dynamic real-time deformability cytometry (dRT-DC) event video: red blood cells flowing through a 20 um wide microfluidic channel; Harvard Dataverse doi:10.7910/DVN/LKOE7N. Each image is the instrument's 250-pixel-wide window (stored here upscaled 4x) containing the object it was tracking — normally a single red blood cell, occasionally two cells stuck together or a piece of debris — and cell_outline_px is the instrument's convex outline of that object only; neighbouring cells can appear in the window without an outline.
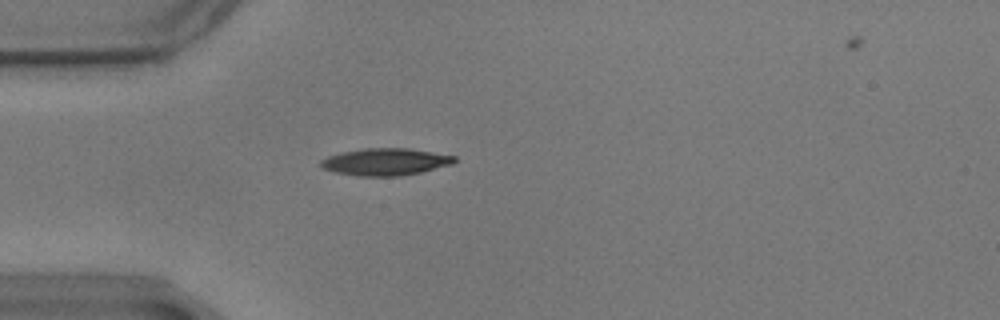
{"species": "common noctule bat (a hibernating species)", "species_latin": "Nyctalus noctula", "temperature_condition": "warm", "stored_images_in_passage": 43, "camera_frame_rate_fps": 3000, "um_per_image_px": 0.085, "animal": {"sex": "male", "body_mass_g": 17.9}, "frame": {"image": 1, "passage_image": 1, "time_ms": 0.0, "image_size_px": [1000, 320], "cell_outline_px": [[456, 160], [452, 164], [420, 172], [400, 176], [356, 176], [336, 172], [320, 168], [320, 160], [328, 156], [340, 152], [364, 148], [408, 148], [456, 156]], "centroid_in_image_um": [32.72, 13.75], "position_along_channel_um": 52.3, "area_um2": 21.15}}
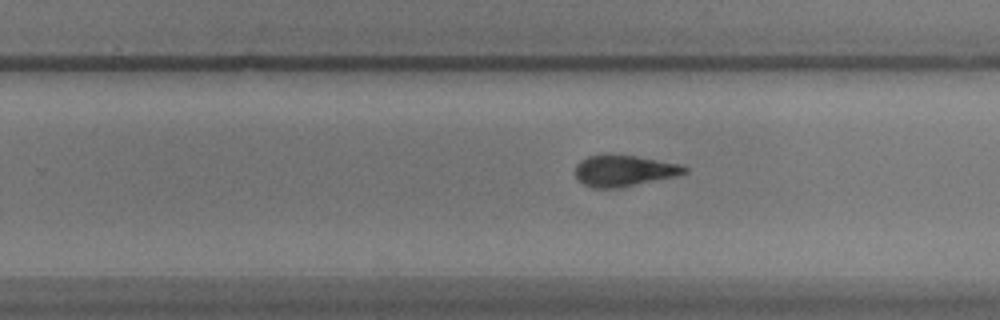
{"frame": {"image": 2, "passage_image": 21, "time_ms": 6.667, "image_size_px": [1000, 320], "cell_outline_px": [[688, 172], [676, 176], [616, 188], [592, 188], [584, 184], [576, 176], [576, 164], [580, 160], [588, 156], [600, 152], [608, 152], [636, 156], [680, 164], [688, 168]], "centroid_in_image_um": [53.0, 14.47], "position_along_channel_um": 276.8, "area_um2": 20.17}}
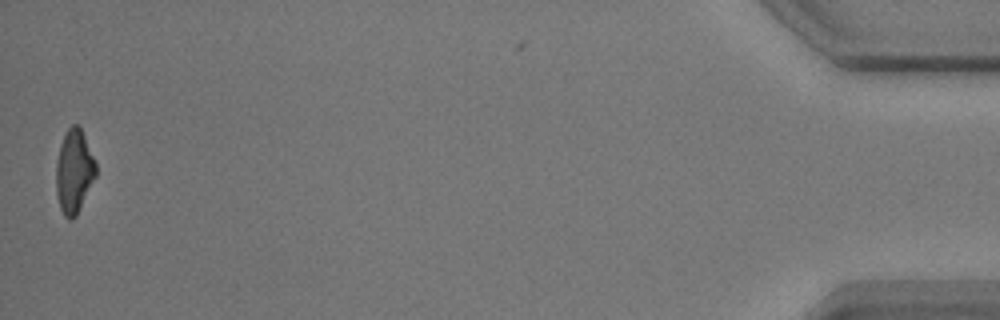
{"frame": {"image": 3, "passage_image": 42, "time_ms": 13.667, "image_size_px": [1000, 320], "cell_outline_px": [[96, 176], [76, 216], [72, 220], [68, 220], [64, 216], [60, 208], [56, 196], [56, 164], [60, 144], [68, 128], [72, 124], [76, 124], [80, 128], [84, 136], [96, 164]], "centroid_in_image_um": [6.28, 14.61], "position_along_channel_um": 428.9, "area_um2": 19.25}}